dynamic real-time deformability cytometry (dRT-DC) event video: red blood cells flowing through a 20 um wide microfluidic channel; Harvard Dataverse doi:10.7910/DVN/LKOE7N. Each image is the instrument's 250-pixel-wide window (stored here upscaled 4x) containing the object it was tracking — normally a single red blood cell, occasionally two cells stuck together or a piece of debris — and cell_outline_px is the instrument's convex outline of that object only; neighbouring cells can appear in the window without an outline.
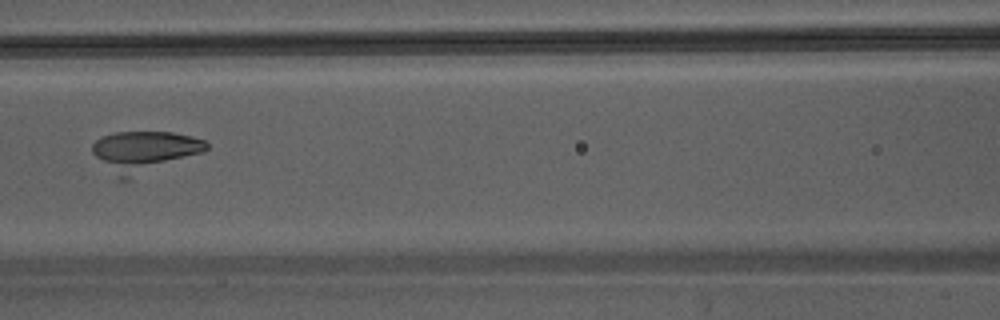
{"species": "Egyptian fruit bat (a non-hibernating species)", "species_latin": "Rousettus aegyptiacus", "temperature_condition": "warm", "stored_images_in_passage": 31, "camera_frame_rate_fps": 3000, "um_per_image_px": 0.085, "animal": {"sex": "male"}, "frame": {"image": 1, "passage_image": 6, "time_ms": 1.667, "image_size_px": [1000, 320], "cell_outline_px": [[208, 148], [204, 152], [128, 180], [116, 180], [92, 152], [92, 144], [96, 140], [104, 136], [116, 132], [172, 132], [192, 136], [204, 140], [208, 144]], "centroid_in_image_um": [12.26, 12.9], "position_along_channel_um": 154.3, "area_um2": 27.34}}
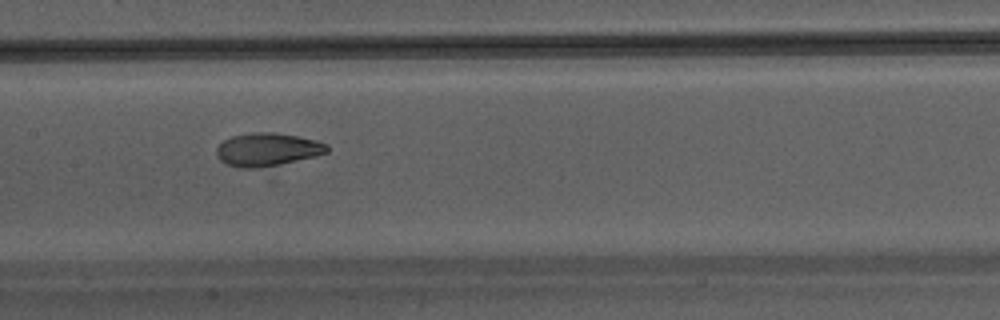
{"frame": {"image": 2, "passage_image": 8, "time_ms": 2.333, "image_size_px": [1000, 320], "cell_outline_px": [[328, 152], [316, 156], [280, 164], [256, 168], [240, 168], [224, 164], [220, 160], [216, 152], [216, 148], [224, 140], [232, 136], [252, 132], [272, 132], [296, 136], [316, 140], [328, 144]], "centroid_in_image_um": [22.71, 12.71], "position_along_channel_um": 184.7, "area_um2": 21.33}}
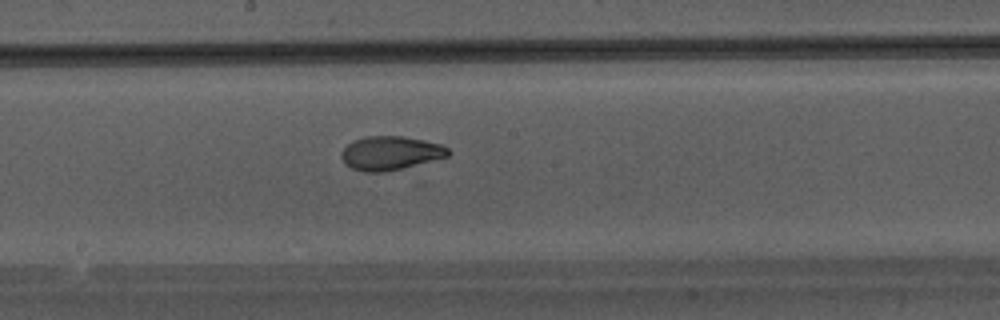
{"frame": {"image": 3, "passage_image": 10, "time_ms": 3.0, "image_size_px": [1000, 320], "cell_outline_px": [[452, 152], [448, 156], [384, 172], [364, 172], [352, 168], [344, 164], [340, 156], [340, 152], [352, 140], [368, 136], [404, 136], [424, 140], [440, 144], [448, 148]], "centroid_in_image_um": [33.14, 13.0], "position_along_channel_um": 215.1, "area_um2": 20.98}}